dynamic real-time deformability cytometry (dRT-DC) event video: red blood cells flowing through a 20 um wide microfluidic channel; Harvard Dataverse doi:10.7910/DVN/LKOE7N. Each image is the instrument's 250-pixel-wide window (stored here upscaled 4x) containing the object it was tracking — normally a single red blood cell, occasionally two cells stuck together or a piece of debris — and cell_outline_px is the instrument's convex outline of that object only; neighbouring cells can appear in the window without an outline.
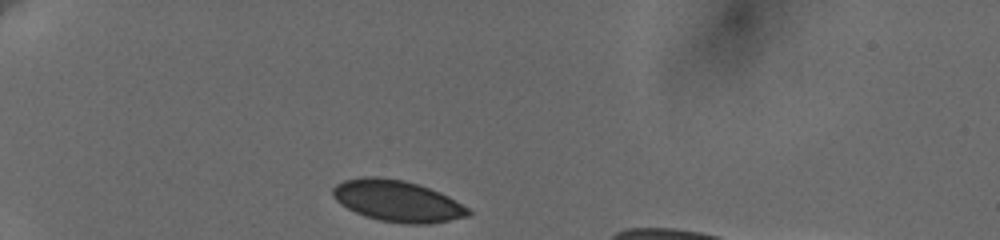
{"species": "human", "species_latin": "Homo sapiens", "temperature_condition": "cold", "stored_images_in_passage": 30, "camera_frame_rate_fps": 3000, "um_per_image_px": 0.085, "donor": {"sex": "female"}, "frame": {"image": 1, "passage_image": 1, "time_ms": 0.0, "image_size_px": [1000, 240], "cell_outline_px": [[472, 216], [428, 224], [404, 224], [380, 220], [364, 216], [340, 204], [332, 196], [332, 188], [336, 184], [344, 180], [360, 176], [380, 176], [404, 180], [440, 192], [448, 196], [468, 208], [472, 212]], "centroid_in_image_um": [33.76, 17.08], "position_along_channel_um": 51.2, "area_um2": 32.83}}
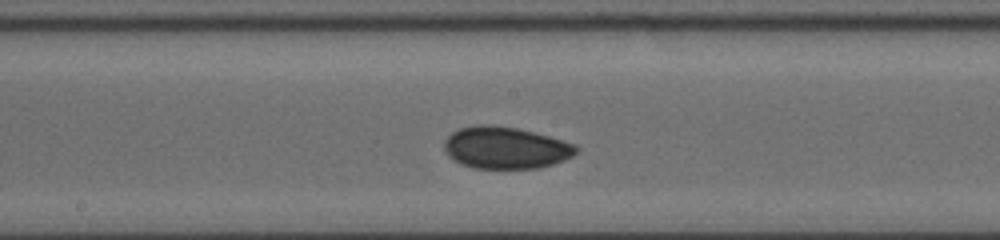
{"frame": {"image": 2, "passage_image": 13, "time_ms": 5.333, "image_size_px": [1000, 240], "cell_outline_px": [[580, 152], [564, 160], [540, 168], [472, 168], [460, 164], [448, 156], [444, 148], [444, 140], [452, 132], [460, 128], [480, 124], [484, 124], [516, 128], [548, 136], [576, 144], [580, 148]], "centroid_in_image_um": [42.98, 12.57], "position_along_channel_um": 205.2, "area_um2": 32.31}}
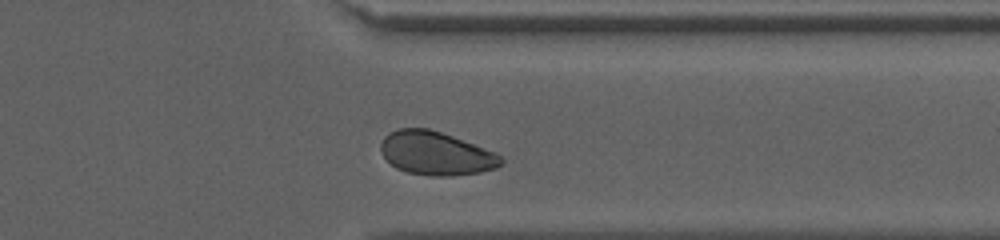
{"frame": {"image": 3, "passage_image": 25, "time_ms": 10.0, "image_size_px": [1000, 240], "cell_outline_px": [[504, 160], [496, 168], [480, 172], [452, 176], [432, 176], [408, 172], [396, 168], [384, 156], [380, 148], [380, 144], [384, 136], [400, 128], [428, 128], [452, 136], [496, 152]], "centroid_in_image_um": [37.06, 13.04], "position_along_channel_um": 374.3, "area_um2": 30.23}, "authors_computed_cell_mechanics": {"area_um2": 31.2698, "velocity_mm_per_s": 3.6312, "shape_relaxation_time_tau1_ms": null, "shape_relaxation_time_tau2_ms": 3.6466, "deformation_change_tau1": null, "deformation_change_tau2": 0.0319}}